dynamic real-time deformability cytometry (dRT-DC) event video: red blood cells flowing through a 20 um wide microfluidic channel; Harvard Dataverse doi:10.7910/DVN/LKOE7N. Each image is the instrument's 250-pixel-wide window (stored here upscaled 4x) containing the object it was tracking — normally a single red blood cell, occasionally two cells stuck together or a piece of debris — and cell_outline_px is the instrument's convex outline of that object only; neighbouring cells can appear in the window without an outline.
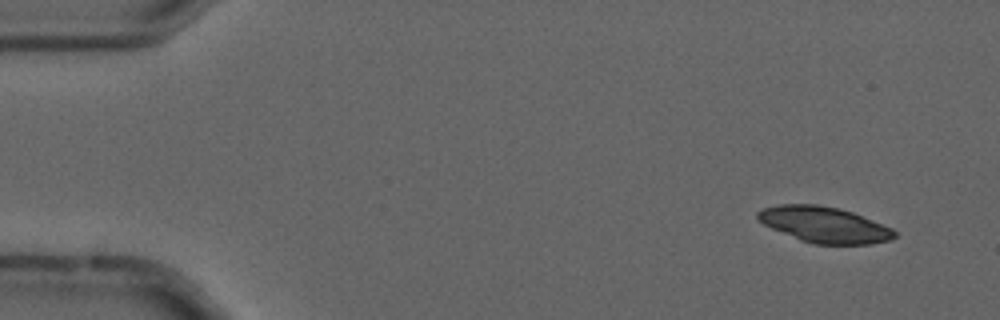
{"species": "common noctule bat (a hibernating species)", "species_latin": "Nyctalus noctula", "temperature_condition": "cold", "stored_images_in_passage": 4, "camera_frame_rate_fps": 3000, "um_per_image_px": 0.085, "animal": {"sex": "male", "forearm_length_mm": 52.5}, "frame": {"image": 1, "passage_image": 1, "time_ms": 0.0, "image_size_px": [1000, 320], "cell_outline_px": [[896, 236], [888, 240], [872, 244], [812, 244], [800, 240], [772, 228], [756, 220], [756, 212], [764, 208], [780, 204], [816, 204], [840, 208], [852, 212], [892, 228], [896, 232]], "centroid_in_image_um": [70.04, 19.09], "position_along_channel_um": 15.0, "area_um2": 28.55}}